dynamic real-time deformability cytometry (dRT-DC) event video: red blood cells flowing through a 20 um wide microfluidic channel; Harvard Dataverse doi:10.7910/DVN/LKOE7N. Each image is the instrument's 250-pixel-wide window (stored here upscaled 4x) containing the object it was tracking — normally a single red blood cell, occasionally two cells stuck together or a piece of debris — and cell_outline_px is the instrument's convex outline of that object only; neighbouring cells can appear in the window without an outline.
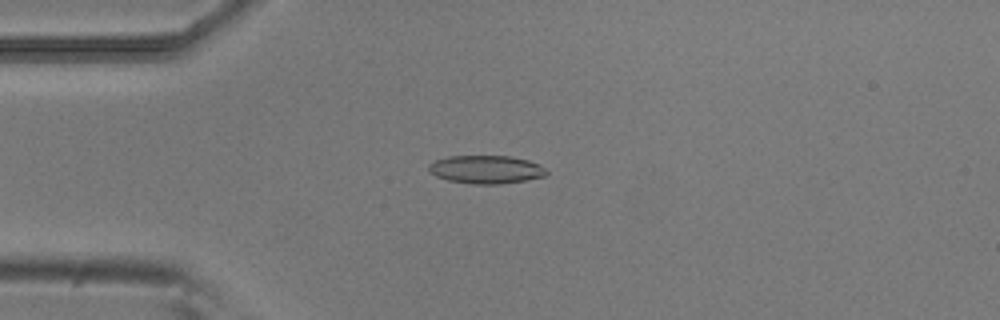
{"species": "common noctule bat (a hibernating species)", "species_latin": "Nyctalus noctula", "temperature_condition": "room temperature", "stored_images_in_passage": 52, "camera_frame_rate_fps": 3000, "um_per_image_px": 0.085, "animal": {"sex": "male", "body_mass_g": 20.5, "forearm_length_mm": 52.5}, "frame": {"image": 1, "passage_image": 12, "time_ms": 3.667, "image_size_px": [1000, 320], "cell_outline_px": [[548, 176], [500, 184], [472, 184], [448, 180], [436, 176], [428, 172], [428, 164], [436, 160], [448, 156], [508, 156], [528, 160], [540, 164], [548, 172]], "centroid_in_image_um": [41.31, 14.41], "position_along_channel_um": 43.7, "area_um2": 19.42}}
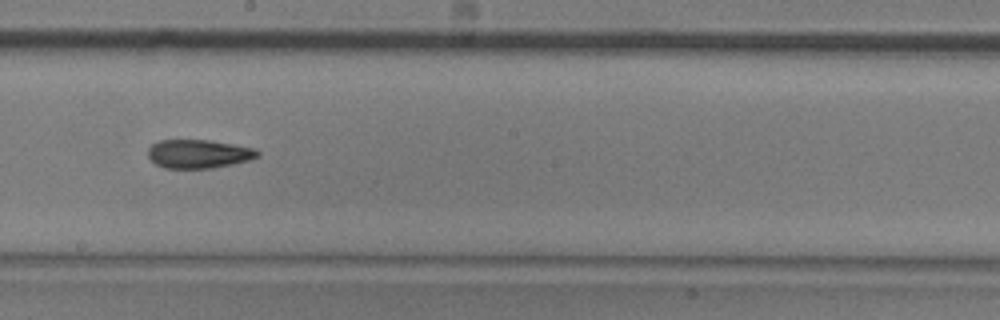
{"frame": {"image": 2, "passage_image": 28, "time_ms": 9.0, "image_size_px": [1000, 320], "cell_outline_px": [[260, 156], [248, 160], [232, 164], [212, 168], [164, 168], [156, 164], [148, 156], [148, 148], [152, 144], [160, 140], [208, 140], [256, 148], [260, 152]], "centroid_in_image_um": [16.89, 13.07], "position_along_channel_um": 231.3, "area_um2": 18.26}}
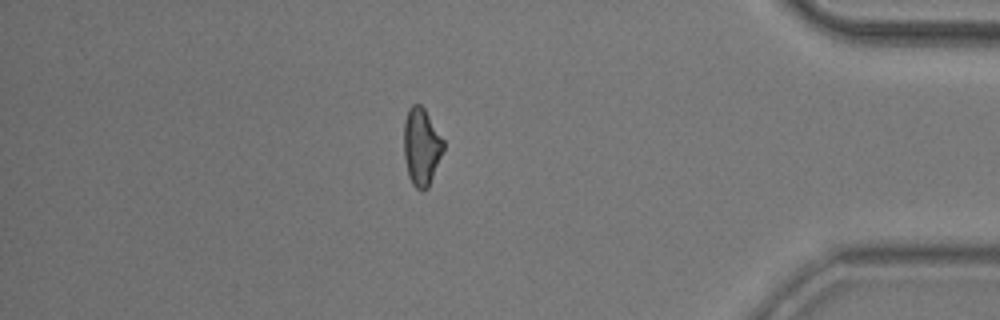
{"frame": {"image": 3, "passage_image": 44, "time_ms": 14.333, "image_size_px": [1000, 320], "cell_outline_px": [[444, 148], [428, 188], [424, 192], [420, 192], [412, 184], [408, 176], [404, 156], [404, 120], [408, 108], [412, 104], [420, 104], [424, 108], [444, 140]], "centroid_in_image_um": [35.81, 12.48], "position_along_channel_um": 399.4, "area_um2": 17.98}, "authors_computed_cell_mechanics": {"area_um2": 18.4671, "velocity_mm_per_s": 3.8508, "shape_relaxation_time_tau1_ms": null, "shape_relaxation_time_tau2_ms": 2.6313, "deformation_change_tau1": null, "deformation_change_tau2": 0.1054}}